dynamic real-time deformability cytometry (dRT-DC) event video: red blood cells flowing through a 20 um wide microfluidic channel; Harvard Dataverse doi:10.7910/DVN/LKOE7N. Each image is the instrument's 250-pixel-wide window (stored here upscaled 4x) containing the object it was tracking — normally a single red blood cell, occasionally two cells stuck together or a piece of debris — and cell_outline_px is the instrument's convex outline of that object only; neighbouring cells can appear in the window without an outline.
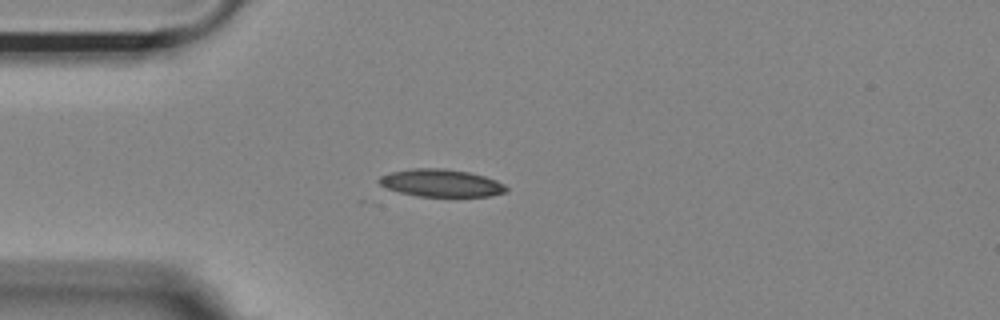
{"species": "Egyptian fruit bat (a non-hibernating species)", "species_latin": "Rousettus aegyptiacus", "temperature_condition": "room temperature", "stored_images_in_passage": 41, "camera_frame_rate_fps": 3000, "um_per_image_px": 0.085, "animal": {"sex": "female"}, "frame": {"image": 1, "passage_image": 1, "time_ms": 0.0, "image_size_px": [1000, 320], "cell_outline_px": [[508, 192], [492, 196], [416, 196], [400, 192], [388, 188], [380, 184], [376, 180], [380, 176], [392, 172], [412, 168], [444, 168], [468, 172], [484, 176], [496, 180], [504, 184], [508, 188]], "centroid_in_image_um": [37.52, 15.55], "position_along_channel_um": 47.5, "area_um2": 20.4}}
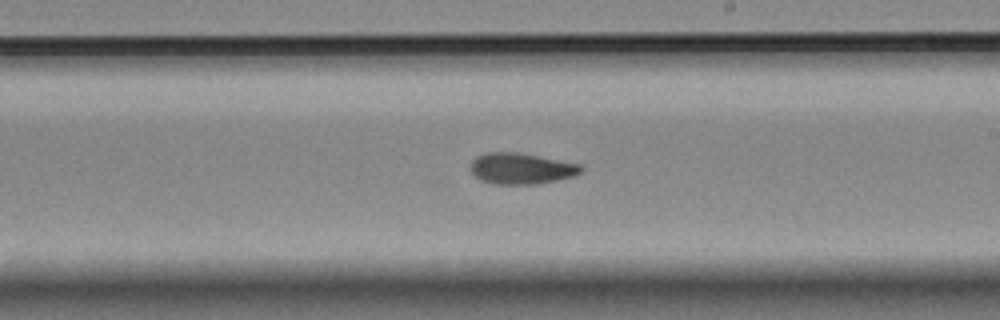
{"frame": {"image": 2, "passage_image": 18, "time_ms": 5.667, "image_size_px": [1000, 320], "cell_outline_px": [[584, 168], [580, 172], [572, 176], [556, 180], [536, 184], [492, 184], [480, 180], [472, 172], [472, 160], [476, 156], [484, 152], [520, 152], [580, 164]], "centroid_in_image_um": [44.29, 14.31], "position_along_channel_um": 244.7, "area_um2": 20.0}}
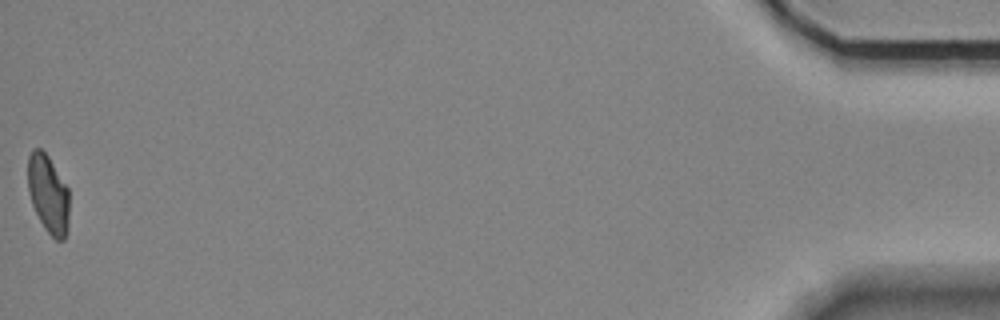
{"frame": {"image": 3, "passage_image": 41, "time_ms": 13.333, "image_size_px": [1000, 320], "cell_outline_px": [[68, 228], [64, 240], [56, 240], [44, 228], [32, 204], [28, 192], [28, 156], [32, 148], [40, 148], [48, 156], [68, 188]], "centroid_in_image_um": [4.09, 16.48], "position_along_channel_um": 431.1, "area_um2": 18.79}, "authors_computed_cell_mechanics": {"area_um2": 19.7676, "velocity_mm_per_s": 3.6924, "shape_relaxation_time_tau1_ms": 7.0841, "shape_relaxation_time_tau2_ms": 3.5856, "deformation_change_tau1": 0.1953, "deformation_change_tau2": 0.095}}